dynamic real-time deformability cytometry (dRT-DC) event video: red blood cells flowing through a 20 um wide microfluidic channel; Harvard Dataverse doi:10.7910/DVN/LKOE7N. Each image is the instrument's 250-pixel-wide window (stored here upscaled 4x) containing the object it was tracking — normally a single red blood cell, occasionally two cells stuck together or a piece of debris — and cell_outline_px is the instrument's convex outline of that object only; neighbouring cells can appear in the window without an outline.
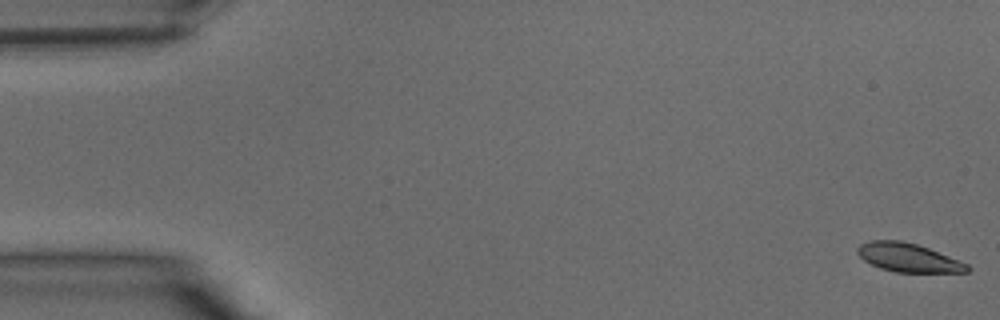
{"species": "common noctule bat (a hibernating species)", "species_latin": "Nyctalus noctula", "temperature_condition": "warm", "stored_images_in_passage": 41, "camera_frame_rate_fps": 3000, "um_per_image_px": 0.085, "animal": {"sex": "male", "body_mass_g": 15.6}, "frame": {"image": 1, "passage_image": 1, "time_ms": 0.0, "image_size_px": [1000, 320], "cell_outline_px": [[972, 268], [968, 272], [896, 272], [880, 268], [864, 260], [856, 252], [856, 248], [860, 244], [872, 240], [900, 240], [916, 244], [928, 248], [968, 264]], "centroid_in_image_um": [77.19, 21.89], "position_along_channel_um": 7.8, "area_um2": 18.21}}
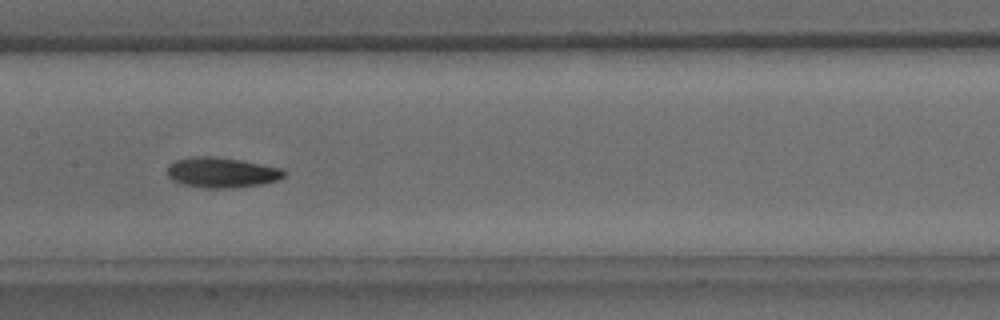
{"frame": {"image": 2, "passage_image": 20, "time_ms": 6.333, "image_size_px": [1000, 320], "cell_outline_px": [[288, 172], [284, 176], [276, 180], [260, 184], [232, 188], [204, 188], [184, 184], [172, 180], [168, 176], [168, 164], [176, 160], [192, 156], [208, 156], [240, 160], [284, 168]], "centroid_in_image_um": [18.86, 14.66], "position_along_channel_um": 188.5, "area_um2": 20.58}}
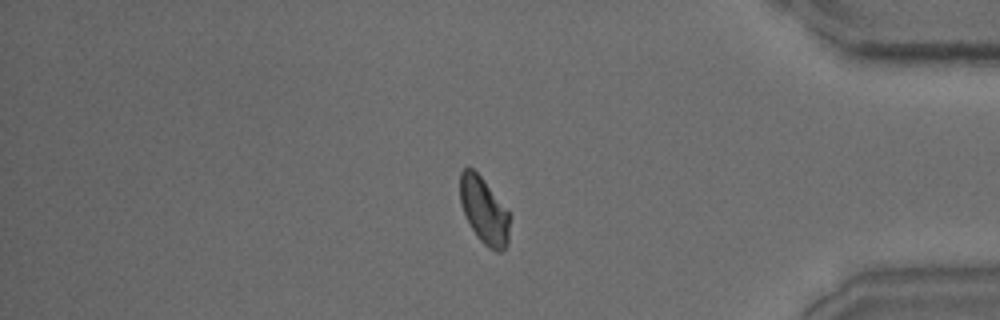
{"frame": {"image": 3, "passage_image": 34, "time_ms": 11.0, "image_size_px": [1000, 320], "cell_outline_px": [[512, 216], [508, 244], [500, 252], [496, 252], [488, 248], [476, 236], [464, 212], [460, 200], [460, 172], [464, 168], [472, 168], [480, 176]], "centroid_in_image_um": [41.18, 17.95], "position_along_channel_um": 394.0, "area_um2": 19.19}}